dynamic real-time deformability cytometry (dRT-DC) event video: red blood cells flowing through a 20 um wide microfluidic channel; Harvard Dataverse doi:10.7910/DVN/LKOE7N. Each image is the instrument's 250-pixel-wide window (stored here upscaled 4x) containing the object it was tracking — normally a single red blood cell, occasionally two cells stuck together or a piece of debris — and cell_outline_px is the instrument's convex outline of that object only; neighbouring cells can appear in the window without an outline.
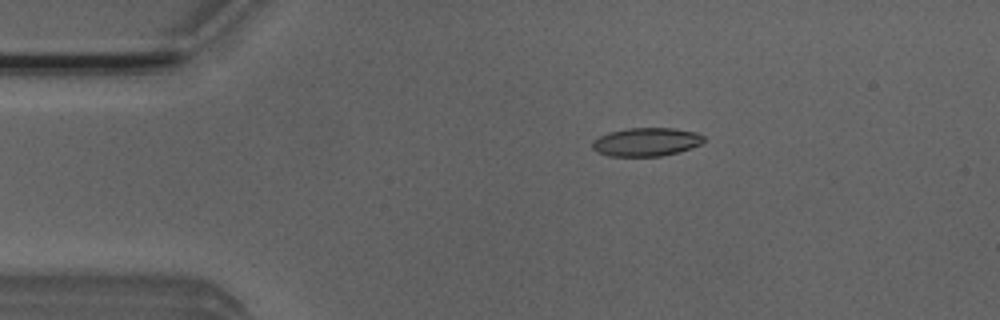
{"species": "Egyptian fruit bat (a non-hibernating species)", "species_latin": "Rousettus aegyptiacus", "temperature_condition": "room temperature", "stored_images_in_passage": 47, "camera_frame_rate_fps": 3000, "um_per_image_px": 0.085, "animal": {"sex": "male"}, "frame": {"image": 1, "passage_image": 5, "time_ms": 1.333, "image_size_px": [1000, 320], "cell_outline_px": [[704, 140], [700, 144], [680, 152], [660, 156], [608, 156], [596, 152], [592, 148], [592, 140], [608, 132], [628, 128], [676, 128], [696, 132], [704, 136]], "centroid_in_image_um": [54.91, 12.06], "position_along_channel_um": 30.1, "area_um2": 18.61}}
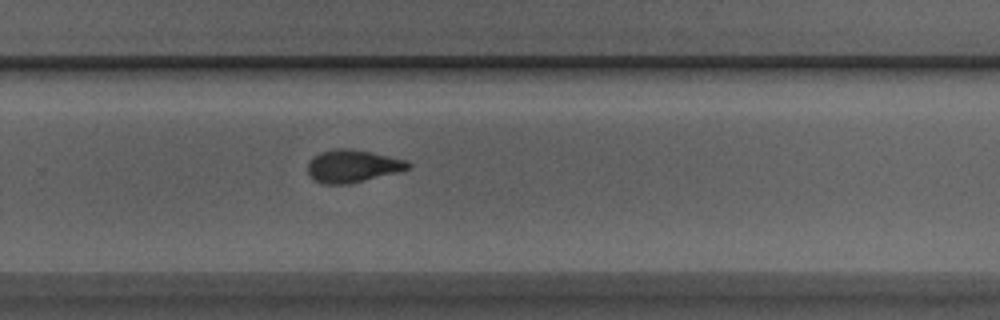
{"frame": {"image": 2, "passage_image": 29, "time_ms": 9.333, "image_size_px": [1000, 320], "cell_outline_px": [[412, 164], [408, 168], [396, 172], [348, 184], [324, 184], [316, 180], [308, 172], [308, 160], [312, 156], [320, 152], [332, 148], [348, 148], [408, 160]], "centroid_in_image_um": [29.93, 14.1], "position_along_channel_um": 299.9, "area_um2": 18.84}}
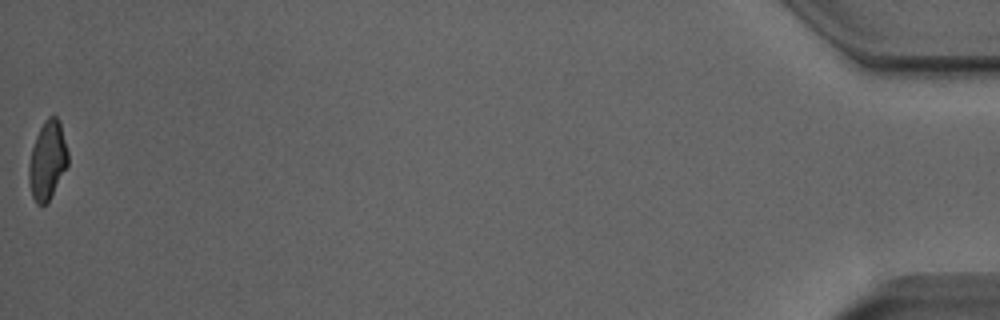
{"frame": {"image": 3, "passage_image": 47, "time_ms": 15.333, "image_size_px": [1000, 320], "cell_outline_px": [[68, 164], [48, 200], [44, 204], [36, 204], [32, 196], [28, 180], [28, 164], [32, 148], [36, 136], [44, 120], [48, 116], [56, 116], [60, 120], [68, 152]], "centroid_in_image_um": [4.02, 13.59], "position_along_channel_um": 431.2, "area_um2": 17.74}, "authors_computed_cell_mechanics": {"area_um2": 18.7272, "velocity_mm_per_s": 3.9651, "shape_relaxation_time_tau1_ms": 5.5233, "shape_relaxation_time_tau2_ms": 1.531, "deformation_change_tau1": 0.1785, "deformation_change_tau2": 0.0794}}